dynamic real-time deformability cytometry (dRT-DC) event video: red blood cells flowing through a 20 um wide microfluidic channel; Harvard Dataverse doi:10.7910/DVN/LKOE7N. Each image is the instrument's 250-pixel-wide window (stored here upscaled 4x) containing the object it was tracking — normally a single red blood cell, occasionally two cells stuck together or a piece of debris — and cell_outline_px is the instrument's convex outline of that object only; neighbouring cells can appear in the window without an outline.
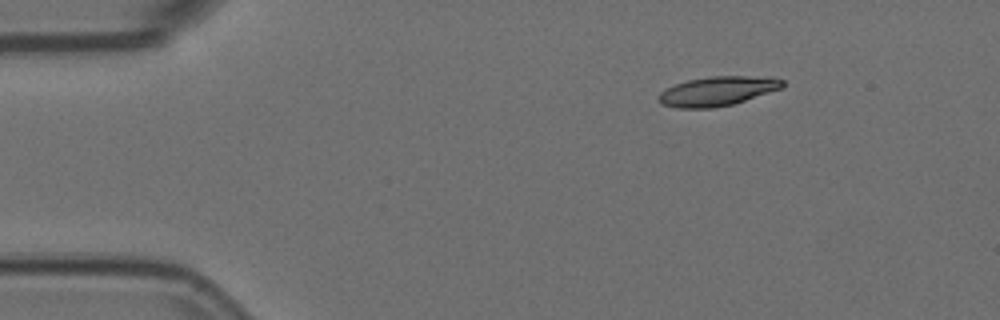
{"species": "Egyptian fruit bat (a non-hibernating species)", "species_latin": "Rousettus aegyptiacus", "temperature_condition": "room temperature", "stored_images_in_passage": 3, "camera_frame_rate_fps": 3000, "um_per_image_px": 0.085, "animal": {"sex": "female"}, "frame": {"image": 1, "passage_image": 1, "time_ms": 0.0, "image_size_px": [1000, 320], "cell_outline_px": [[784, 88], [732, 104], [712, 108], [676, 108], [660, 104], [656, 96], [660, 92], [676, 84], [688, 80], [712, 76], [772, 76], [784, 80]], "centroid_in_image_um": [61.01, 7.74], "position_along_channel_um": 24.0, "area_um2": 21.39}}